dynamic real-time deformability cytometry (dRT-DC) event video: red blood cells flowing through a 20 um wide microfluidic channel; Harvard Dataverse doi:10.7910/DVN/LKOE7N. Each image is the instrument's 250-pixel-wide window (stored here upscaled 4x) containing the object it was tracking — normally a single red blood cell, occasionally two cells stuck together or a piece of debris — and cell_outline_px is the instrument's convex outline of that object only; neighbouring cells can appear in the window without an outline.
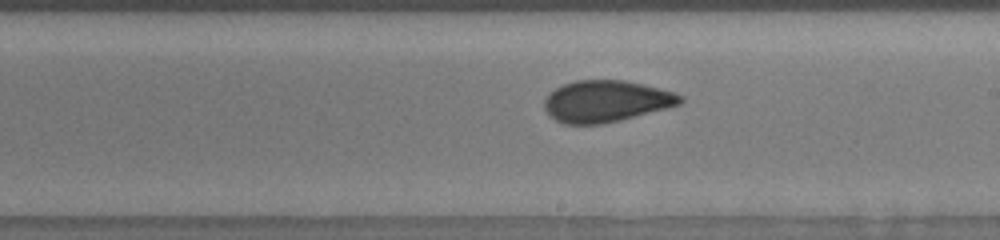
{"species": "human", "species_latin": "Homo sapiens", "temperature_condition": "room temperature", "stored_images_in_passage": 62, "camera_frame_rate_fps": 3000, "um_per_image_px": 0.085, "donor": {"sex": "male"}, "frame": {"image": 1, "passage_image": 37, "time_ms": 7.0, "image_size_px": [1000, 240], "cell_outline_px": [[684, 100], [680, 104], [668, 108], [620, 120], [600, 124], [564, 124], [548, 116], [544, 108], [544, 100], [556, 88], [564, 84], [576, 80], [624, 80], [644, 84], [676, 92], [684, 96]], "centroid_in_image_um": [51.55, 8.6], "position_along_channel_um": 237.5, "area_um2": 33.06}}
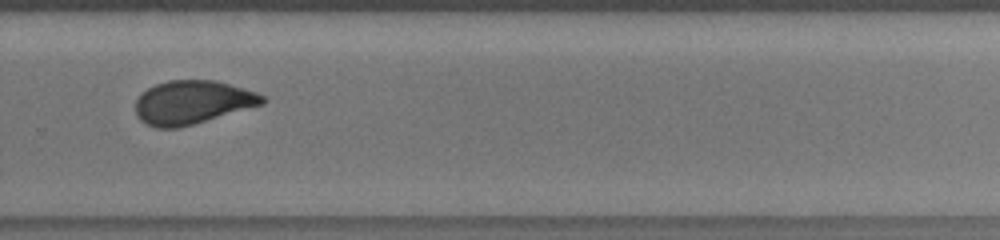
{"frame": {"image": 2, "passage_image": 47, "time_ms": 9.0, "image_size_px": [1000, 240], "cell_outline_px": [[268, 100], [264, 104], [192, 124], [176, 128], [156, 128], [144, 124], [136, 116], [136, 100], [148, 88], [156, 84], [168, 80], [212, 80], [228, 84], [256, 92], [264, 96]], "centroid_in_image_um": [16.34, 8.7], "position_along_channel_um": 313.5, "area_um2": 31.96}}
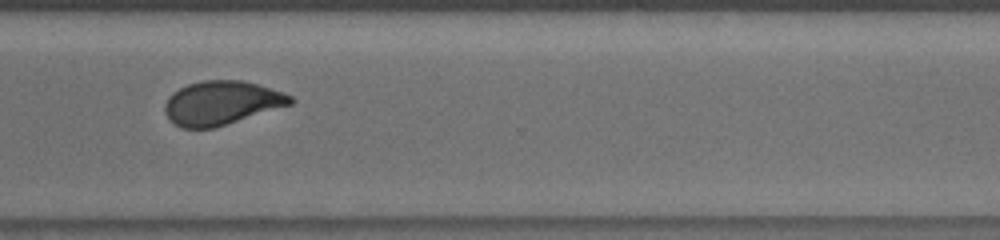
{"frame": {"image": 3, "passage_image": 51, "time_ms": 10.0, "image_size_px": [1000, 240], "cell_outline_px": [[296, 100], [292, 104], [216, 128], [180, 128], [164, 112], [164, 104], [168, 96], [172, 92], [188, 84], [204, 80], [244, 80], [260, 84], [284, 92], [292, 96]], "centroid_in_image_um": [18.86, 8.74], "position_along_channel_um": 351.7, "area_um2": 32.43}}